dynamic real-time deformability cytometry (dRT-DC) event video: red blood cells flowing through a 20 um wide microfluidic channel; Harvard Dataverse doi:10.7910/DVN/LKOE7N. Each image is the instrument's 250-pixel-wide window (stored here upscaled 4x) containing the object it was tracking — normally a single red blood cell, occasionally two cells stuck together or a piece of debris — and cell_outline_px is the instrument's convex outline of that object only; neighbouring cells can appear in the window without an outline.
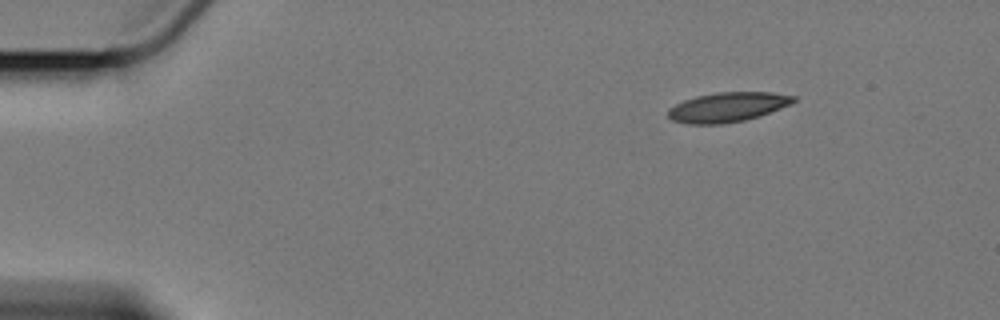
{"species": "Egyptian fruit bat (a non-hibernating species)", "species_latin": "Rousettus aegyptiacus", "temperature_condition": "cold", "stored_images_in_passage": 5, "segment_of_instrument_passage": [1, 2], "camera_frame_rate_fps": 3000, "um_per_image_px": 0.085, "animal": {"sex": "female"}, "frame": {"image": 1, "passage_image": 1, "time_ms": 0.0, "image_size_px": [1000, 320], "cell_outline_px": [[796, 100], [792, 104], [760, 116], [744, 120], [720, 124], [688, 124], [672, 120], [668, 116], [668, 108], [684, 100], [696, 96], [716, 92], [772, 92], [796, 96]], "centroid_in_image_um": [61.86, 9.1], "position_along_channel_um": 23.1, "area_um2": 21.73}}